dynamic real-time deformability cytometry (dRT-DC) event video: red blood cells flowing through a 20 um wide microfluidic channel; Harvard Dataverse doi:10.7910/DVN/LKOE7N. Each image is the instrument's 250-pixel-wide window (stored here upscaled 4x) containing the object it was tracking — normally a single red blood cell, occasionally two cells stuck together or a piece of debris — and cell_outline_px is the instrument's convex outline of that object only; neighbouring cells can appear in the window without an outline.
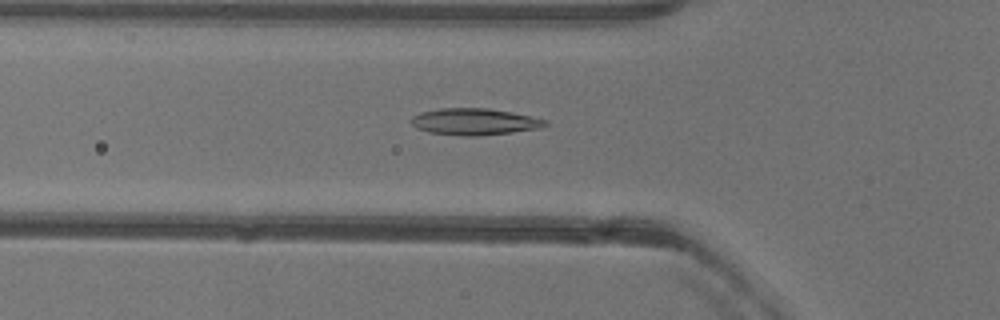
{"species": "common noctule bat (a hibernating species)", "species_latin": "Nyctalus noctula", "temperature_condition": "warm", "stored_images_in_passage": 46, "camera_frame_rate_fps": 3000, "um_per_image_px": 0.085, "animal": {"sex": "female"}, "frame": {"image": 1, "passage_image": 12, "time_ms": 3.667, "image_size_px": [1000, 320], "cell_outline_px": [[548, 124], [544, 128], [480, 136], [464, 136], [428, 132], [416, 128], [408, 120], [412, 116], [420, 112], [440, 108], [488, 108], [512, 112], [548, 120]], "centroid_in_image_um": [40.33, 10.34], "position_along_channel_um": 85.5, "area_um2": 21.1}}
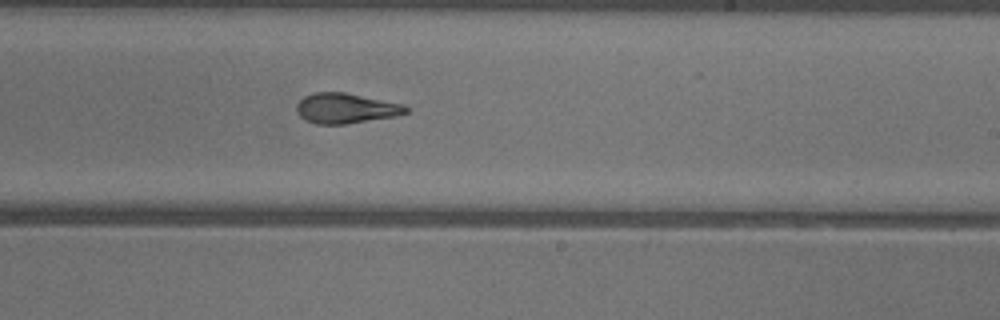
{"frame": {"image": 2, "passage_image": 25, "time_ms": 8.0, "image_size_px": [1000, 320], "cell_outline_px": [[408, 112], [396, 116], [344, 124], [316, 124], [304, 120], [296, 112], [296, 104], [304, 96], [312, 92], [344, 92], [404, 104], [408, 108]], "centroid_in_image_um": [29.36, 9.2], "position_along_channel_um": 259.6, "area_um2": 19.31}}
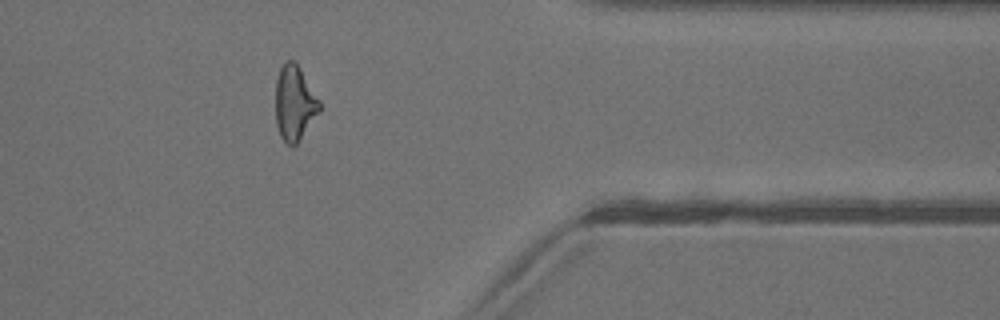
{"frame": {"image": 3, "passage_image": 36, "time_ms": 11.667, "image_size_px": [1000, 320], "cell_outline_px": [[320, 112], [296, 144], [292, 148], [280, 136], [276, 124], [276, 80], [280, 68], [288, 60], [292, 60], [300, 68], [320, 100]], "centroid_in_image_um": [25.04, 8.78], "position_along_channel_um": 386.4, "area_um2": 19.07}, "authors_computed_cell_mechanics": {"area_um2": 19.7098, "velocity_mm_per_s": 4.0061, "shape_relaxation_time_tau1_ms": 7.8842, "shape_relaxation_time_tau2_ms": 2.2484, "deformation_change_tau1": 0.2216, "deformation_change_tau2": 0.1018}}